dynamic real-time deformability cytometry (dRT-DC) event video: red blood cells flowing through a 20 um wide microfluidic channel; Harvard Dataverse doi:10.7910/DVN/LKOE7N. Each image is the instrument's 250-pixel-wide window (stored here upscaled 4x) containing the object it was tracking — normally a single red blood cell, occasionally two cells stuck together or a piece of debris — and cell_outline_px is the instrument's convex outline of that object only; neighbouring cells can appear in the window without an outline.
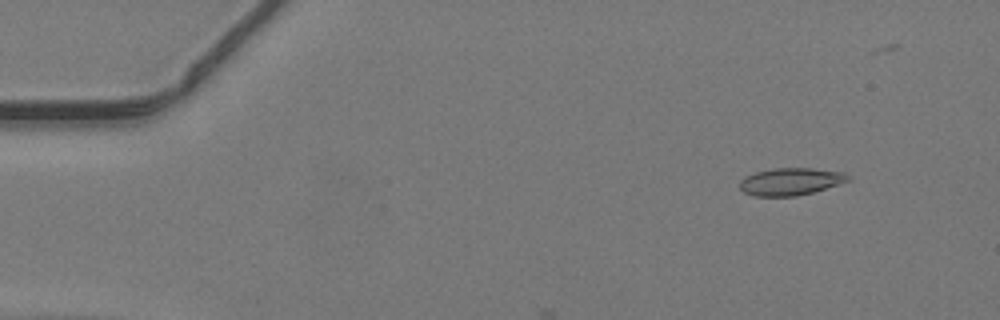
{"species": "common noctule bat (a hibernating species)", "species_latin": "Nyctalus noctula", "temperature_condition": "warm", "stored_images_in_passage": 9, "camera_frame_rate_fps": 3000, "um_per_image_px": 0.085, "animal": {"sex": "male", "body_mass_g": 19.2, "forearm_length_mm": 51.8}, "frame": {"image": 1, "passage_image": 5, "time_ms": 1.333, "image_size_px": [1000, 320], "cell_outline_px": [[852, 180], [812, 192], [796, 196], [752, 196], [744, 192], [740, 188], [740, 180], [744, 176], [756, 172], [772, 168], [812, 168], [844, 172], [852, 176]], "centroid_in_image_um": [67.22, 15.42], "position_along_channel_um": 17.8, "area_um2": 17.4}}